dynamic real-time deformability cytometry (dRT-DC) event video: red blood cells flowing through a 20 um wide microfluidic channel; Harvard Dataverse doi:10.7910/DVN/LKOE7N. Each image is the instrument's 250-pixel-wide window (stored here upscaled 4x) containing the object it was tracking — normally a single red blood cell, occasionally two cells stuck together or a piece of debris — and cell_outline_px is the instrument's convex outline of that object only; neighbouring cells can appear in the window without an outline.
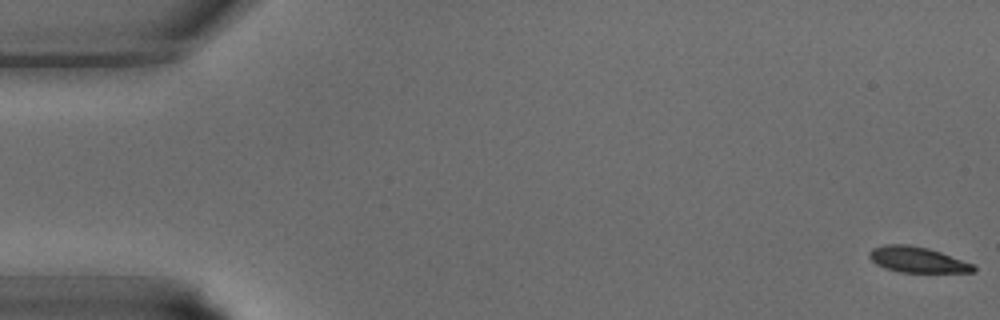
{"species": "common noctule bat (a hibernating species)", "species_latin": "Nyctalus noctula", "temperature_condition": "warm", "stored_images_in_passage": 16, "camera_frame_rate_fps": 3000, "um_per_image_px": 0.085, "animal": {"sex": "male", "body_mass_g": 15.6}, "frame": {"image": 1, "passage_image": 1, "time_ms": 0.0, "image_size_px": [1000, 320], "cell_outline_px": [[976, 272], [900, 272], [884, 268], [876, 264], [868, 256], [868, 252], [872, 248], [884, 244], [908, 244], [928, 248], [940, 252], [972, 264], [976, 268]], "centroid_in_image_um": [77.92, 22.06], "position_along_channel_um": 7.1, "area_um2": 15.55}}
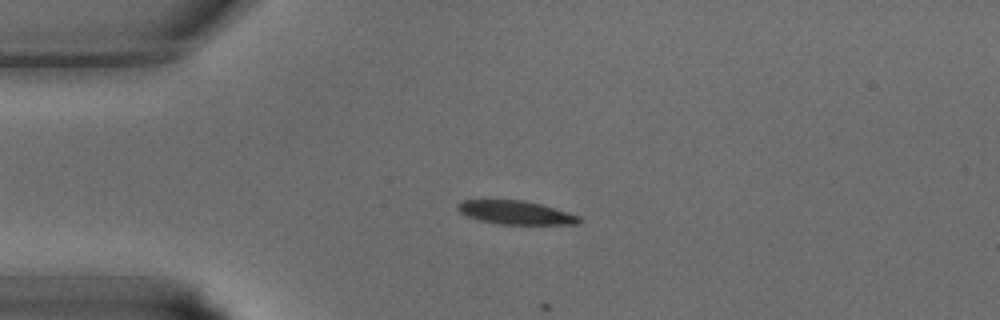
{"frame": {"image": 2, "passage_image": 10, "time_ms": 3.0, "image_size_px": [1000, 320], "cell_outline_px": [[584, 220], [580, 224], [500, 224], [480, 220], [468, 216], [460, 212], [456, 208], [456, 204], [460, 200], [524, 200], [540, 204], [580, 216]], "centroid_in_image_um": [43.84, 18.06], "position_along_channel_um": 41.2, "area_um2": 16.65}}